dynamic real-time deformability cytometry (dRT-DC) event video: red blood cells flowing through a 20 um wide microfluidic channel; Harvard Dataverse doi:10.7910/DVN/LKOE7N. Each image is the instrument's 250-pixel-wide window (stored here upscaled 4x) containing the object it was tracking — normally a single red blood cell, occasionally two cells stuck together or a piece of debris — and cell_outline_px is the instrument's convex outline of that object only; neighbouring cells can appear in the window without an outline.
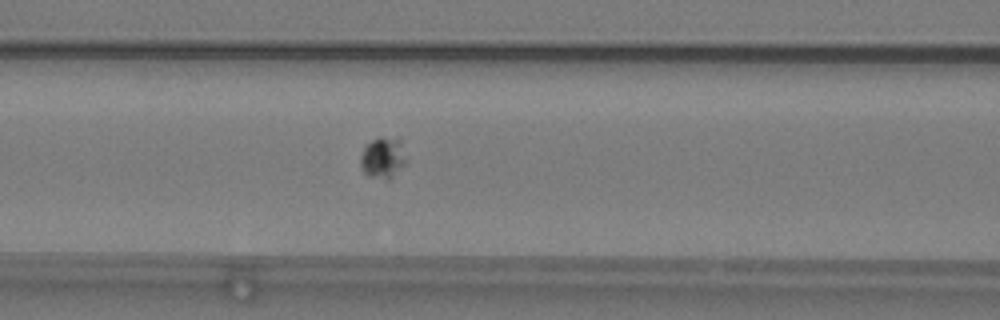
{"species": "common noctule bat (a hibernating species)", "species_latin": "Nyctalus noctula", "temperature_condition": "warm", "stored_images_in_passage": 43, "camera_frame_rate_fps": 3000, "um_per_image_px": 0.085, "animal": {"sex": "male", "body_mass_g": 19.2, "forearm_length_mm": 51.8}, "frame": {"image": 1, "passage_image": 11, "time_ms": 3.333, "image_size_px": [1000, 320], "cell_outline_px": [[408, 160], [388, 180], [368, 176], [364, 172], [360, 164], [360, 156], [364, 144], [380, 136], [400, 136]], "centroid_in_image_um": [32.56, 13.34], "position_along_channel_um": 134.0, "area_um2": 11.44}}
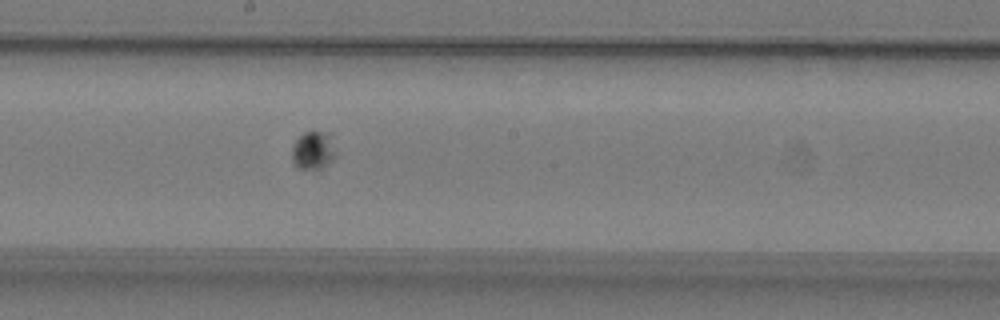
{"frame": {"image": 2, "passage_image": 18, "time_ms": 5.667, "image_size_px": [1000, 320], "cell_outline_px": [[336, 156], [320, 172], [296, 168], [292, 160], [292, 148], [296, 140], [304, 132], [332, 132], [336, 152]], "centroid_in_image_um": [26.67, 12.83], "position_along_channel_um": 221.5, "area_um2": 10.35}}
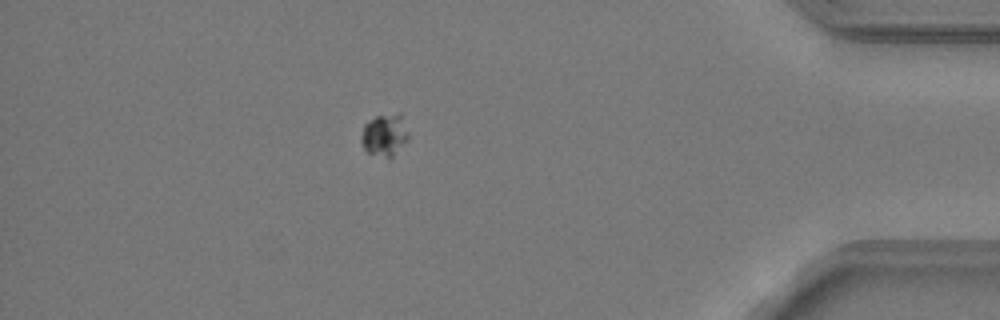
{"frame": {"image": 3, "passage_image": 36, "time_ms": 11.667, "image_size_px": [1000, 320], "cell_outline_px": [[408, 140], [392, 156], [388, 156], [368, 152], [364, 148], [360, 140], [360, 136], [364, 124], [368, 120], [376, 116], [400, 112], [408, 132]], "centroid_in_image_um": [32.68, 11.42], "position_along_channel_um": 402.5, "area_um2": 11.44}}